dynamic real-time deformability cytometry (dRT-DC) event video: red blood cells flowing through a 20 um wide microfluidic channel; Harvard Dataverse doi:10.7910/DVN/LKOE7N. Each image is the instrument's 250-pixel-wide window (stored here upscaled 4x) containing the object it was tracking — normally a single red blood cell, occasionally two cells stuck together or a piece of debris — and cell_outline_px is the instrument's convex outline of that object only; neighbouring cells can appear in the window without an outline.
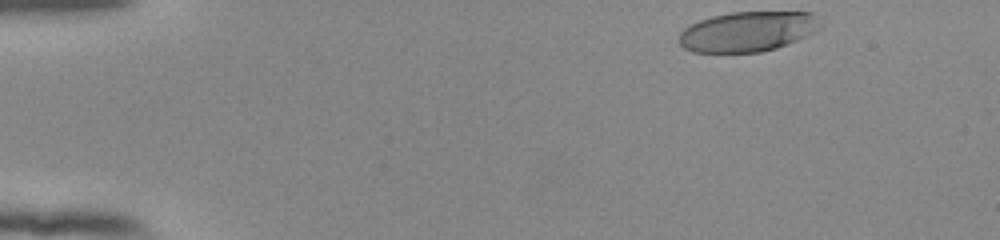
{"species": "human", "species_latin": "Homo sapiens", "temperature_condition": "room temperature", "stored_images_in_passage": 41, "camera_frame_rate_fps": 3000, "um_per_image_px": 0.085, "donor": {"sex": "female"}, "frame": {"image": 1, "passage_image": 1, "time_ms": 0.0, "image_size_px": [1000, 240], "cell_outline_px": [[820, 28], [816, 32], [776, 48], [760, 52], [692, 52], [684, 48], [680, 44], [680, 32], [684, 28], [700, 20], [712, 16], [728, 12], [816, 12], [820, 24]], "centroid_in_image_um": [63.58, 2.67], "position_along_channel_um": 21.4, "area_um2": 33.0}}
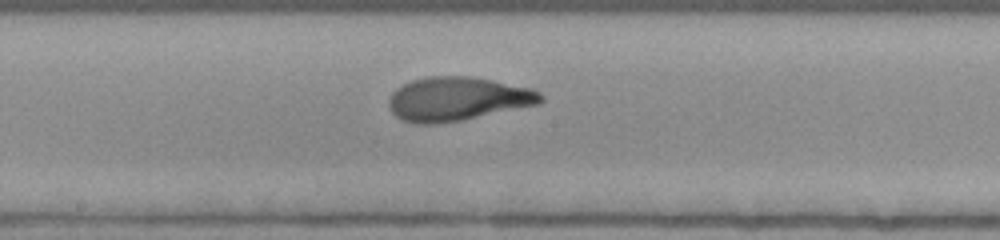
{"frame": {"image": 2, "passage_image": 24, "time_ms": 7.667, "image_size_px": [1000, 240], "cell_outline_px": [[544, 100], [540, 104], [460, 120], [436, 124], [416, 124], [404, 120], [396, 116], [392, 112], [388, 104], [388, 100], [392, 92], [396, 88], [412, 80], [428, 76], [472, 76], [532, 88], [540, 92], [544, 96]], "centroid_in_image_um": [38.9, 8.4], "position_along_channel_um": 209.3, "area_um2": 38.84}}
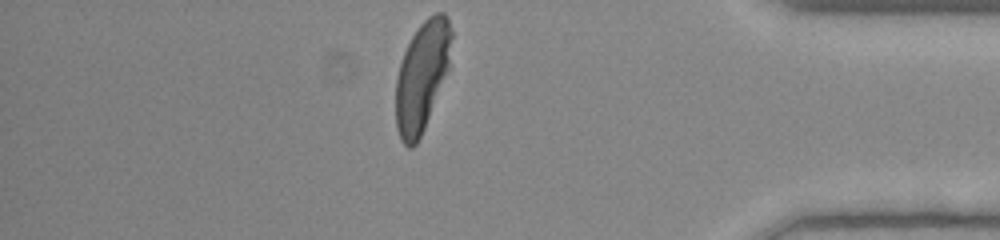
{"frame": {"image": 3, "passage_image": 41, "time_ms": 13.333, "image_size_px": [1000, 240], "cell_outline_px": [[452, 36], [448, 68], [424, 128], [416, 144], [412, 148], [408, 148], [400, 140], [396, 128], [396, 80], [400, 64], [404, 52], [412, 36], [420, 24], [428, 16], [436, 12], [444, 12], [452, 28]], "centroid_in_image_um": [35.85, 6.46], "position_along_channel_um": 399.3, "area_um2": 35.2}, "authors_computed_cell_mechanics": {"area_um2": 37.6278, "velocity_mm_per_s": 3.8569, "shape_relaxation_time_tau1_ms": 4.7617, "shape_relaxation_time_tau2_ms": 0.8302, "deformation_change_tau1": 0.2183, "deformation_change_tau2": 0.0733}}